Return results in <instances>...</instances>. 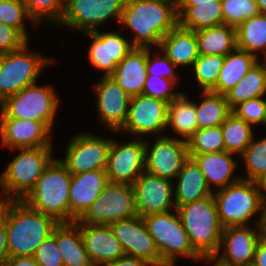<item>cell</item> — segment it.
I'll list each match as a JSON object with an SVG mask.
<instances>
[{"instance_id": "cell-19", "label": "cell", "mask_w": 266, "mask_h": 266, "mask_svg": "<svg viewBox=\"0 0 266 266\" xmlns=\"http://www.w3.org/2000/svg\"><path fill=\"white\" fill-rule=\"evenodd\" d=\"M125 255L141 258L152 266H160L159 252L149 234L143 217L135 215L110 224Z\"/></svg>"}, {"instance_id": "cell-37", "label": "cell", "mask_w": 266, "mask_h": 266, "mask_svg": "<svg viewBox=\"0 0 266 266\" xmlns=\"http://www.w3.org/2000/svg\"><path fill=\"white\" fill-rule=\"evenodd\" d=\"M224 59L225 56L222 55H199L193 63L190 71H193L192 78L194 77L201 91H211L215 87Z\"/></svg>"}, {"instance_id": "cell-4", "label": "cell", "mask_w": 266, "mask_h": 266, "mask_svg": "<svg viewBox=\"0 0 266 266\" xmlns=\"http://www.w3.org/2000/svg\"><path fill=\"white\" fill-rule=\"evenodd\" d=\"M71 179L72 174L56 157L46 167L23 201L32 209L54 218L58 223H70Z\"/></svg>"}, {"instance_id": "cell-47", "label": "cell", "mask_w": 266, "mask_h": 266, "mask_svg": "<svg viewBox=\"0 0 266 266\" xmlns=\"http://www.w3.org/2000/svg\"><path fill=\"white\" fill-rule=\"evenodd\" d=\"M28 41L18 29L0 22V55L16 51Z\"/></svg>"}, {"instance_id": "cell-11", "label": "cell", "mask_w": 266, "mask_h": 266, "mask_svg": "<svg viewBox=\"0 0 266 266\" xmlns=\"http://www.w3.org/2000/svg\"><path fill=\"white\" fill-rule=\"evenodd\" d=\"M168 107V102L142 94L131 97L127 119L117 134L123 132L139 139L165 135Z\"/></svg>"}, {"instance_id": "cell-27", "label": "cell", "mask_w": 266, "mask_h": 266, "mask_svg": "<svg viewBox=\"0 0 266 266\" xmlns=\"http://www.w3.org/2000/svg\"><path fill=\"white\" fill-rule=\"evenodd\" d=\"M158 49L178 68L192 67L199 57L196 32L179 24L161 39Z\"/></svg>"}, {"instance_id": "cell-16", "label": "cell", "mask_w": 266, "mask_h": 266, "mask_svg": "<svg viewBox=\"0 0 266 266\" xmlns=\"http://www.w3.org/2000/svg\"><path fill=\"white\" fill-rule=\"evenodd\" d=\"M101 32V33H100ZM91 41L88 46V63L92 68L101 71L103 77L111 76L116 65L134 48L128 39L123 35L121 29L117 31H101L83 33Z\"/></svg>"}, {"instance_id": "cell-2", "label": "cell", "mask_w": 266, "mask_h": 266, "mask_svg": "<svg viewBox=\"0 0 266 266\" xmlns=\"http://www.w3.org/2000/svg\"><path fill=\"white\" fill-rule=\"evenodd\" d=\"M0 214L5 218L9 257L34 256L37 248L59 224L23 200L0 201Z\"/></svg>"}, {"instance_id": "cell-15", "label": "cell", "mask_w": 266, "mask_h": 266, "mask_svg": "<svg viewBox=\"0 0 266 266\" xmlns=\"http://www.w3.org/2000/svg\"><path fill=\"white\" fill-rule=\"evenodd\" d=\"M145 171V141H117L112 138L105 172L109 183L132 185Z\"/></svg>"}, {"instance_id": "cell-46", "label": "cell", "mask_w": 266, "mask_h": 266, "mask_svg": "<svg viewBox=\"0 0 266 266\" xmlns=\"http://www.w3.org/2000/svg\"><path fill=\"white\" fill-rule=\"evenodd\" d=\"M34 258L40 266H64L62 255L56 243V227L52 234L37 248Z\"/></svg>"}, {"instance_id": "cell-1", "label": "cell", "mask_w": 266, "mask_h": 266, "mask_svg": "<svg viewBox=\"0 0 266 266\" xmlns=\"http://www.w3.org/2000/svg\"><path fill=\"white\" fill-rule=\"evenodd\" d=\"M119 23L122 31L132 30L134 48L158 49L161 39L179 24L176 1L126 0Z\"/></svg>"}, {"instance_id": "cell-32", "label": "cell", "mask_w": 266, "mask_h": 266, "mask_svg": "<svg viewBox=\"0 0 266 266\" xmlns=\"http://www.w3.org/2000/svg\"><path fill=\"white\" fill-rule=\"evenodd\" d=\"M266 96V60L257 62L251 70L225 94L232 111L236 106L249 99Z\"/></svg>"}, {"instance_id": "cell-7", "label": "cell", "mask_w": 266, "mask_h": 266, "mask_svg": "<svg viewBox=\"0 0 266 266\" xmlns=\"http://www.w3.org/2000/svg\"><path fill=\"white\" fill-rule=\"evenodd\" d=\"M53 84L35 83L0 103V118L28 119L44 123L52 132L60 100Z\"/></svg>"}, {"instance_id": "cell-14", "label": "cell", "mask_w": 266, "mask_h": 266, "mask_svg": "<svg viewBox=\"0 0 266 266\" xmlns=\"http://www.w3.org/2000/svg\"><path fill=\"white\" fill-rule=\"evenodd\" d=\"M148 139H144L145 171L174 181L189 157L187 142L168 134L155 136L151 138L154 139L152 142Z\"/></svg>"}, {"instance_id": "cell-22", "label": "cell", "mask_w": 266, "mask_h": 266, "mask_svg": "<svg viewBox=\"0 0 266 266\" xmlns=\"http://www.w3.org/2000/svg\"><path fill=\"white\" fill-rule=\"evenodd\" d=\"M76 224L80 227L82 241L93 266H103L125 256L110 225Z\"/></svg>"}, {"instance_id": "cell-44", "label": "cell", "mask_w": 266, "mask_h": 266, "mask_svg": "<svg viewBox=\"0 0 266 266\" xmlns=\"http://www.w3.org/2000/svg\"><path fill=\"white\" fill-rule=\"evenodd\" d=\"M266 96L249 99L239 104L231 112L248 124L255 126L262 125L266 128Z\"/></svg>"}, {"instance_id": "cell-30", "label": "cell", "mask_w": 266, "mask_h": 266, "mask_svg": "<svg viewBox=\"0 0 266 266\" xmlns=\"http://www.w3.org/2000/svg\"><path fill=\"white\" fill-rule=\"evenodd\" d=\"M189 98L182 92L169 103L166 128V132L172 129L173 137L186 142L198 130L195 100Z\"/></svg>"}, {"instance_id": "cell-35", "label": "cell", "mask_w": 266, "mask_h": 266, "mask_svg": "<svg viewBox=\"0 0 266 266\" xmlns=\"http://www.w3.org/2000/svg\"><path fill=\"white\" fill-rule=\"evenodd\" d=\"M201 102H196L198 129L220 126L231 113L225 95L212 91H200Z\"/></svg>"}, {"instance_id": "cell-29", "label": "cell", "mask_w": 266, "mask_h": 266, "mask_svg": "<svg viewBox=\"0 0 266 266\" xmlns=\"http://www.w3.org/2000/svg\"><path fill=\"white\" fill-rule=\"evenodd\" d=\"M259 61L256 56L236 47L225 56L218 81L211 91L225 95Z\"/></svg>"}, {"instance_id": "cell-48", "label": "cell", "mask_w": 266, "mask_h": 266, "mask_svg": "<svg viewBox=\"0 0 266 266\" xmlns=\"http://www.w3.org/2000/svg\"><path fill=\"white\" fill-rule=\"evenodd\" d=\"M8 258L5 218L0 214V266H6Z\"/></svg>"}, {"instance_id": "cell-43", "label": "cell", "mask_w": 266, "mask_h": 266, "mask_svg": "<svg viewBox=\"0 0 266 266\" xmlns=\"http://www.w3.org/2000/svg\"><path fill=\"white\" fill-rule=\"evenodd\" d=\"M179 80H169L154 75H147L142 95L170 103L182 92L176 91Z\"/></svg>"}, {"instance_id": "cell-9", "label": "cell", "mask_w": 266, "mask_h": 266, "mask_svg": "<svg viewBox=\"0 0 266 266\" xmlns=\"http://www.w3.org/2000/svg\"><path fill=\"white\" fill-rule=\"evenodd\" d=\"M29 42L16 51L0 55V103L37 83L45 67L53 66L56 61L54 57L44 56L43 52L29 49Z\"/></svg>"}, {"instance_id": "cell-49", "label": "cell", "mask_w": 266, "mask_h": 266, "mask_svg": "<svg viewBox=\"0 0 266 266\" xmlns=\"http://www.w3.org/2000/svg\"><path fill=\"white\" fill-rule=\"evenodd\" d=\"M103 266H152V265L141 258H136V257L125 255Z\"/></svg>"}, {"instance_id": "cell-34", "label": "cell", "mask_w": 266, "mask_h": 266, "mask_svg": "<svg viewBox=\"0 0 266 266\" xmlns=\"http://www.w3.org/2000/svg\"><path fill=\"white\" fill-rule=\"evenodd\" d=\"M199 55L226 56L236 48V28L226 24L195 31Z\"/></svg>"}, {"instance_id": "cell-36", "label": "cell", "mask_w": 266, "mask_h": 266, "mask_svg": "<svg viewBox=\"0 0 266 266\" xmlns=\"http://www.w3.org/2000/svg\"><path fill=\"white\" fill-rule=\"evenodd\" d=\"M225 151L240 156L256 134L252 125L230 113L221 124Z\"/></svg>"}, {"instance_id": "cell-45", "label": "cell", "mask_w": 266, "mask_h": 266, "mask_svg": "<svg viewBox=\"0 0 266 266\" xmlns=\"http://www.w3.org/2000/svg\"><path fill=\"white\" fill-rule=\"evenodd\" d=\"M156 52H159L155 54ZM147 75H154L156 77H162L169 80H178L181 75H178V67L168 59L164 53L159 49L147 48Z\"/></svg>"}, {"instance_id": "cell-12", "label": "cell", "mask_w": 266, "mask_h": 266, "mask_svg": "<svg viewBox=\"0 0 266 266\" xmlns=\"http://www.w3.org/2000/svg\"><path fill=\"white\" fill-rule=\"evenodd\" d=\"M137 215L133 186L109 183L75 223L104 224Z\"/></svg>"}, {"instance_id": "cell-18", "label": "cell", "mask_w": 266, "mask_h": 266, "mask_svg": "<svg viewBox=\"0 0 266 266\" xmlns=\"http://www.w3.org/2000/svg\"><path fill=\"white\" fill-rule=\"evenodd\" d=\"M132 186L137 215L140 217L176 209L173 181L144 171Z\"/></svg>"}, {"instance_id": "cell-6", "label": "cell", "mask_w": 266, "mask_h": 266, "mask_svg": "<svg viewBox=\"0 0 266 266\" xmlns=\"http://www.w3.org/2000/svg\"><path fill=\"white\" fill-rule=\"evenodd\" d=\"M143 221L159 252L160 266H176L182 257L195 263L200 259L176 209L145 216Z\"/></svg>"}, {"instance_id": "cell-54", "label": "cell", "mask_w": 266, "mask_h": 266, "mask_svg": "<svg viewBox=\"0 0 266 266\" xmlns=\"http://www.w3.org/2000/svg\"><path fill=\"white\" fill-rule=\"evenodd\" d=\"M176 6H194L199 3L211 2V0H175Z\"/></svg>"}, {"instance_id": "cell-55", "label": "cell", "mask_w": 266, "mask_h": 266, "mask_svg": "<svg viewBox=\"0 0 266 266\" xmlns=\"http://www.w3.org/2000/svg\"><path fill=\"white\" fill-rule=\"evenodd\" d=\"M261 237L266 240V202L262 211V217L260 222Z\"/></svg>"}, {"instance_id": "cell-21", "label": "cell", "mask_w": 266, "mask_h": 266, "mask_svg": "<svg viewBox=\"0 0 266 266\" xmlns=\"http://www.w3.org/2000/svg\"><path fill=\"white\" fill-rule=\"evenodd\" d=\"M261 238L260 225L229 226L223 228L221 244L215 254L232 266H251L257 242Z\"/></svg>"}, {"instance_id": "cell-39", "label": "cell", "mask_w": 266, "mask_h": 266, "mask_svg": "<svg viewBox=\"0 0 266 266\" xmlns=\"http://www.w3.org/2000/svg\"><path fill=\"white\" fill-rule=\"evenodd\" d=\"M188 154L217 153L225 151L221 125L198 129L187 140Z\"/></svg>"}, {"instance_id": "cell-28", "label": "cell", "mask_w": 266, "mask_h": 266, "mask_svg": "<svg viewBox=\"0 0 266 266\" xmlns=\"http://www.w3.org/2000/svg\"><path fill=\"white\" fill-rule=\"evenodd\" d=\"M56 243L64 266H93L84 247L80 227L75 222L56 226Z\"/></svg>"}, {"instance_id": "cell-17", "label": "cell", "mask_w": 266, "mask_h": 266, "mask_svg": "<svg viewBox=\"0 0 266 266\" xmlns=\"http://www.w3.org/2000/svg\"><path fill=\"white\" fill-rule=\"evenodd\" d=\"M92 85V91L96 95L97 121L99 120L110 133L117 135L127 119L131 97L111 76H101Z\"/></svg>"}, {"instance_id": "cell-8", "label": "cell", "mask_w": 266, "mask_h": 266, "mask_svg": "<svg viewBox=\"0 0 266 266\" xmlns=\"http://www.w3.org/2000/svg\"><path fill=\"white\" fill-rule=\"evenodd\" d=\"M194 249L200 255H215L221 244L220 224L213 195L176 208Z\"/></svg>"}, {"instance_id": "cell-41", "label": "cell", "mask_w": 266, "mask_h": 266, "mask_svg": "<svg viewBox=\"0 0 266 266\" xmlns=\"http://www.w3.org/2000/svg\"><path fill=\"white\" fill-rule=\"evenodd\" d=\"M28 21L38 26L21 0H0V22L18 29L30 41L31 34L25 25Z\"/></svg>"}, {"instance_id": "cell-52", "label": "cell", "mask_w": 266, "mask_h": 266, "mask_svg": "<svg viewBox=\"0 0 266 266\" xmlns=\"http://www.w3.org/2000/svg\"><path fill=\"white\" fill-rule=\"evenodd\" d=\"M206 262L210 263L212 266H232L231 264L225 263L220 260L216 255H201L200 259L197 261L199 262Z\"/></svg>"}, {"instance_id": "cell-13", "label": "cell", "mask_w": 266, "mask_h": 266, "mask_svg": "<svg viewBox=\"0 0 266 266\" xmlns=\"http://www.w3.org/2000/svg\"><path fill=\"white\" fill-rule=\"evenodd\" d=\"M69 140L64 157L59 160L72 175L106 169L111 137L85 131L74 133Z\"/></svg>"}, {"instance_id": "cell-10", "label": "cell", "mask_w": 266, "mask_h": 266, "mask_svg": "<svg viewBox=\"0 0 266 266\" xmlns=\"http://www.w3.org/2000/svg\"><path fill=\"white\" fill-rule=\"evenodd\" d=\"M125 3L126 0H64L63 14L57 27L82 34L100 30L111 19L119 24Z\"/></svg>"}, {"instance_id": "cell-23", "label": "cell", "mask_w": 266, "mask_h": 266, "mask_svg": "<svg viewBox=\"0 0 266 266\" xmlns=\"http://www.w3.org/2000/svg\"><path fill=\"white\" fill-rule=\"evenodd\" d=\"M109 184L105 170L72 175L69 189L70 223L78 220Z\"/></svg>"}, {"instance_id": "cell-42", "label": "cell", "mask_w": 266, "mask_h": 266, "mask_svg": "<svg viewBox=\"0 0 266 266\" xmlns=\"http://www.w3.org/2000/svg\"><path fill=\"white\" fill-rule=\"evenodd\" d=\"M221 8L224 24L234 28L260 13L255 0H221Z\"/></svg>"}, {"instance_id": "cell-24", "label": "cell", "mask_w": 266, "mask_h": 266, "mask_svg": "<svg viewBox=\"0 0 266 266\" xmlns=\"http://www.w3.org/2000/svg\"><path fill=\"white\" fill-rule=\"evenodd\" d=\"M234 155L236 154L227 151L188 154V156L192 157L198 164L212 191L227 187L241 179L239 174L236 176L237 172L235 171L239 169L238 166L240 162L233 157Z\"/></svg>"}, {"instance_id": "cell-3", "label": "cell", "mask_w": 266, "mask_h": 266, "mask_svg": "<svg viewBox=\"0 0 266 266\" xmlns=\"http://www.w3.org/2000/svg\"><path fill=\"white\" fill-rule=\"evenodd\" d=\"M53 147L11 149L17 155L0 173V201L23 200L55 158Z\"/></svg>"}, {"instance_id": "cell-38", "label": "cell", "mask_w": 266, "mask_h": 266, "mask_svg": "<svg viewBox=\"0 0 266 266\" xmlns=\"http://www.w3.org/2000/svg\"><path fill=\"white\" fill-rule=\"evenodd\" d=\"M257 138L254 135L251 143L240 155L245 167V174H240L241 179L255 181L266 171V136L262 138L257 136Z\"/></svg>"}, {"instance_id": "cell-56", "label": "cell", "mask_w": 266, "mask_h": 266, "mask_svg": "<svg viewBox=\"0 0 266 266\" xmlns=\"http://www.w3.org/2000/svg\"><path fill=\"white\" fill-rule=\"evenodd\" d=\"M258 5L259 11L266 13V0H255Z\"/></svg>"}, {"instance_id": "cell-5", "label": "cell", "mask_w": 266, "mask_h": 266, "mask_svg": "<svg viewBox=\"0 0 266 266\" xmlns=\"http://www.w3.org/2000/svg\"><path fill=\"white\" fill-rule=\"evenodd\" d=\"M213 197L223 228L249 226L252 221L260 225L266 201L262 198L255 181L240 179L227 187L216 189L213 191ZM254 216H258L256 221L253 219Z\"/></svg>"}, {"instance_id": "cell-50", "label": "cell", "mask_w": 266, "mask_h": 266, "mask_svg": "<svg viewBox=\"0 0 266 266\" xmlns=\"http://www.w3.org/2000/svg\"><path fill=\"white\" fill-rule=\"evenodd\" d=\"M251 266H266V240L262 237L256 244Z\"/></svg>"}, {"instance_id": "cell-40", "label": "cell", "mask_w": 266, "mask_h": 266, "mask_svg": "<svg viewBox=\"0 0 266 266\" xmlns=\"http://www.w3.org/2000/svg\"><path fill=\"white\" fill-rule=\"evenodd\" d=\"M27 8L29 16L38 27L42 23H49L55 27L61 21L64 10L63 0H21ZM44 21V22H43Z\"/></svg>"}, {"instance_id": "cell-20", "label": "cell", "mask_w": 266, "mask_h": 266, "mask_svg": "<svg viewBox=\"0 0 266 266\" xmlns=\"http://www.w3.org/2000/svg\"><path fill=\"white\" fill-rule=\"evenodd\" d=\"M52 131L42 122L0 118V144L10 149L53 147Z\"/></svg>"}, {"instance_id": "cell-33", "label": "cell", "mask_w": 266, "mask_h": 266, "mask_svg": "<svg viewBox=\"0 0 266 266\" xmlns=\"http://www.w3.org/2000/svg\"><path fill=\"white\" fill-rule=\"evenodd\" d=\"M236 47L266 60V13L260 12L236 28Z\"/></svg>"}, {"instance_id": "cell-25", "label": "cell", "mask_w": 266, "mask_h": 266, "mask_svg": "<svg viewBox=\"0 0 266 266\" xmlns=\"http://www.w3.org/2000/svg\"><path fill=\"white\" fill-rule=\"evenodd\" d=\"M173 183H175L173 189L176 208L213 195L206 177L192 157H188L184 161Z\"/></svg>"}, {"instance_id": "cell-31", "label": "cell", "mask_w": 266, "mask_h": 266, "mask_svg": "<svg viewBox=\"0 0 266 266\" xmlns=\"http://www.w3.org/2000/svg\"><path fill=\"white\" fill-rule=\"evenodd\" d=\"M179 25L197 31L224 24L221 0L199 3L194 6H176Z\"/></svg>"}, {"instance_id": "cell-26", "label": "cell", "mask_w": 266, "mask_h": 266, "mask_svg": "<svg viewBox=\"0 0 266 266\" xmlns=\"http://www.w3.org/2000/svg\"><path fill=\"white\" fill-rule=\"evenodd\" d=\"M147 48H133L117 65L111 77L130 96L142 94L147 79Z\"/></svg>"}, {"instance_id": "cell-53", "label": "cell", "mask_w": 266, "mask_h": 266, "mask_svg": "<svg viewBox=\"0 0 266 266\" xmlns=\"http://www.w3.org/2000/svg\"><path fill=\"white\" fill-rule=\"evenodd\" d=\"M255 183L262 198L266 201V171L255 180Z\"/></svg>"}, {"instance_id": "cell-51", "label": "cell", "mask_w": 266, "mask_h": 266, "mask_svg": "<svg viewBox=\"0 0 266 266\" xmlns=\"http://www.w3.org/2000/svg\"><path fill=\"white\" fill-rule=\"evenodd\" d=\"M6 266H40L34 256L9 257Z\"/></svg>"}]
</instances>
